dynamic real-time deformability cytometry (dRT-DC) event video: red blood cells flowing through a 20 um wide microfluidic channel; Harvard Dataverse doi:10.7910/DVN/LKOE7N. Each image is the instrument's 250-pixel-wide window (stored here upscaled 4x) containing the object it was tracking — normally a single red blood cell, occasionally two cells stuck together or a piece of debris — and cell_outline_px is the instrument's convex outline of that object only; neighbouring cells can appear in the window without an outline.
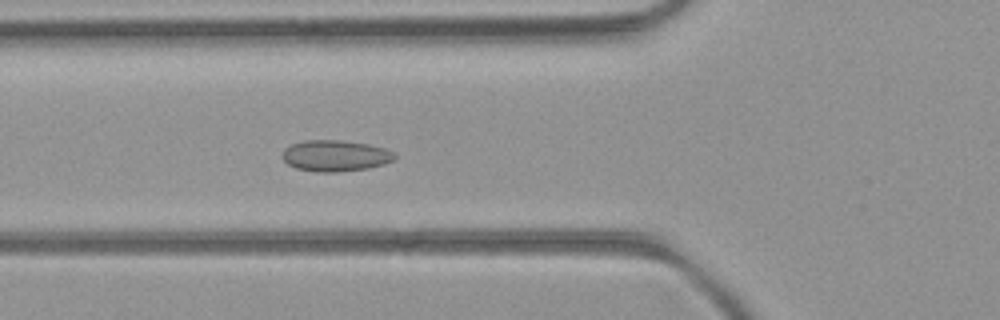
{"species": "common noctule bat (a hibernating species)", "species_latin": "Nyctalus noctula", "temperature_condition": "room temperature", "stored_images_in_passage": 51, "camera_frame_rate_fps": 3000, "um_per_image_px": 0.085, "animal": {"sex": "female", "body_mass_g": 21.9}, "frame": {"image": 1, "passage_image": 19, "time_ms": 6.0, "image_size_px": [1000, 320], "cell_outline_px": [[396, 156], [392, 160], [384, 164], [368, 168], [336, 172], [316, 172], [296, 168], [288, 164], [280, 156], [284, 148], [292, 144], [304, 140], [340, 140], [368, 144], [384, 148], [392, 152]], "centroid_in_image_um": [28.45, 13.24], "position_along_channel_um": 97.3, "area_um2": 20.4}}
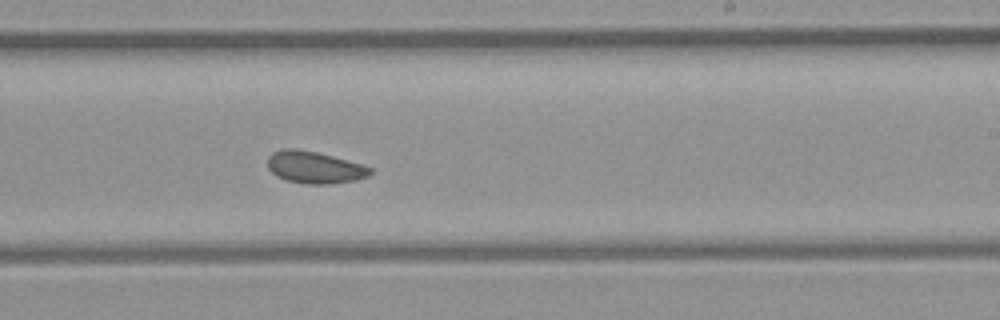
{"frame": {"image": 2, "passage_image": 31, "time_ms": 10.0, "image_size_px": [1000, 320], "cell_outline_px": [[372, 172], [368, 176], [356, 180], [328, 184], [308, 184], [288, 180], [276, 176], [268, 168], [268, 156], [272, 152], [284, 148], [296, 148], [316, 152], [332, 156], [360, 164], [372, 168]], "centroid_in_image_um": [26.71, 14.22], "position_along_channel_um": 262.3, "area_um2": 19.02}}
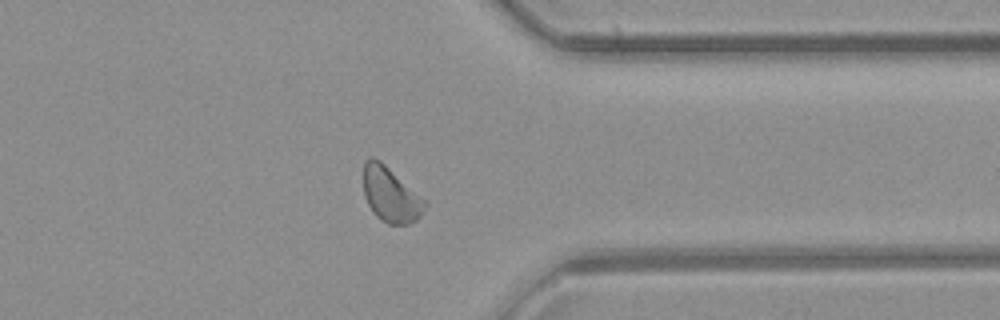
{"frame": {"image": 3, "passage_image": 40, "time_ms": 13.0, "image_size_px": [1000, 320], "cell_outline_px": [[428, 204], [420, 216], [416, 220], [408, 224], [388, 224], [380, 220], [372, 212], [364, 196], [364, 164], [372, 156], [380, 160], [424, 200]], "centroid_in_image_um": [33.18, 16.58], "position_along_channel_um": 378.2, "area_um2": 19.31}, "authors_computed_cell_mechanics": {"area_um2": 19.941, "velocity_mm_per_s": 4.1162, "shape_relaxation_time_tau1_ms": null, "shape_relaxation_time_tau2_ms": 2.0449, "deformation_change_tau1": null, "deformation_change_tau2": 0.0521}}